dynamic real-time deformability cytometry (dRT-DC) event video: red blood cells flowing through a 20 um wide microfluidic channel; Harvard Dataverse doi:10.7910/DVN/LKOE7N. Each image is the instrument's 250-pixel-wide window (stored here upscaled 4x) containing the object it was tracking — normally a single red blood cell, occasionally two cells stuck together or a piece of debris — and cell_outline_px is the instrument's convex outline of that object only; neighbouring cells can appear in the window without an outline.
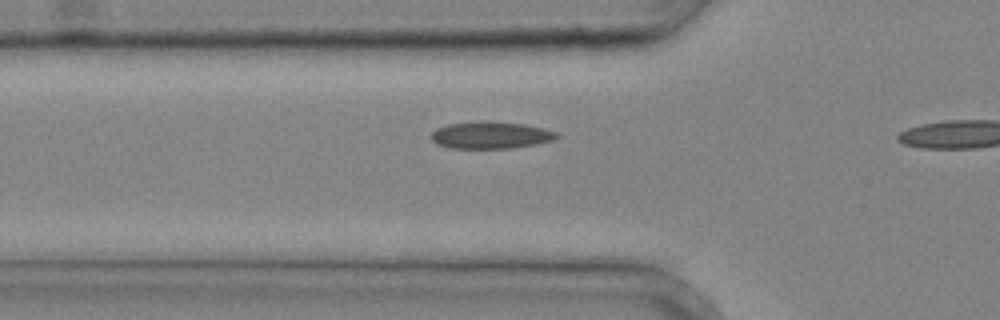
{"species": "common noctule bat (a hibernating species)", "species_latin": "Nyctalus noctula", "temperature_condition": "cold", "stored_images_in_passage": 8, "camera_frame_rate_fps": 3000, "um_per_image_px": 0.085, "animal": {"sex": "male", "body_mass_g": 20.4}, "frame": {"image": 1, "passage_image": 7, "time_ms": 2.0, "image_size_px": [1000, 320], "cell_outline_px": [[560, 136], [552, 140], [536, 144], [512, 148], [448, 148], [436, 144], [432, 140], [432, 132], [436, 128], [448, 124], [488, 120], [524, 124], [544, 128], [556, 132]], "centroid_in_image_um": [41.7, 11.48], "position_along_channel_um": 84.1, "area_um2": 19.88}}